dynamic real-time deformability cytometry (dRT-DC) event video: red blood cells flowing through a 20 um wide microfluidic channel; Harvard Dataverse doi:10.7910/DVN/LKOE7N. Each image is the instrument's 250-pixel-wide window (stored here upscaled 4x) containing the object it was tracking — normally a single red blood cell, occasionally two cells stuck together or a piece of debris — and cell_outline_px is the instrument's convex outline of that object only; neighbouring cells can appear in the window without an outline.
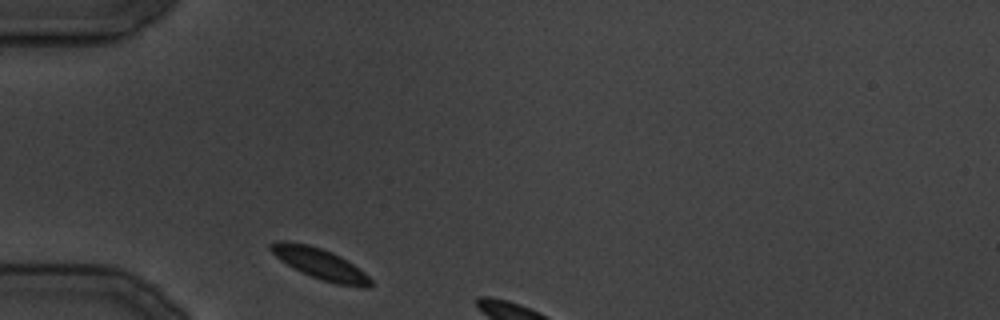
{"species": "common noctule bat (a hibernating species)", "species_latin": "Nyctalus noctula", "temperature_condition": "cold", "stored_images_in_passage": 3, "camera_frame_rate_fps": 3000, "um_per_image_px": 0.085, "animal": {"sex": "male", "body_mass_g": 19.5, "forearm_length_mm": 54.6}, "frame": {"image": 1, "passage_image": 1, "time_ms": 0.0, "image_size_px": [1000, 320], "cell_outline_px": [[372, 284], [368, 288], [360, 288], [336, 284], [320, 280], [280, 260], [268, 248], [268, 244], [280, 240], [284, 240], [308, 244], [332, 252], [340, 256], [364, 272], [372, 280]], "centroid_in_image_um": [27.22, 22.42], "position_along_channel_um": 57.8, "area_um2": 17.86}}